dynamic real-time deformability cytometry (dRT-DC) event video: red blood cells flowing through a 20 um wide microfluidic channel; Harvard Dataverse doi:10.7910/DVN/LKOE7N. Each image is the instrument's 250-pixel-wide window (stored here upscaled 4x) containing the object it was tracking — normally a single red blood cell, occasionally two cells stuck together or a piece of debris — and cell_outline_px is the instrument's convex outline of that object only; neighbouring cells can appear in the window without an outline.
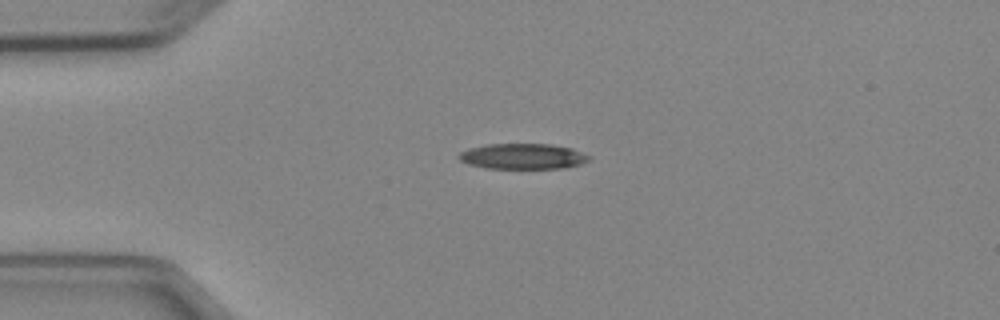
{"species": "Egyptian fruit bat (a non-hibernating species)", "species_latin": "Rousettus aegyptiacus", "temperature_condition": "cold", "stored_images_in_passage": 2, "camera_frame_rate_fps": 3000, "um_per_image_px": 0.085, "animal": {"sex": "female"}, "frame": {"image": 1, "passage_image": 1, "time_ms": 0.0, "image_size_px": [1000, 320], "cell_outline_px": [[592, 156], [588, 160], [580, 164], [564, 168], [484, 168], [468, 164], [460, 160], [456, 156], [460, 152], [468, 148], [484, 144], [552, 144], [572, 148]], "centroid_in_image_um": [44.41, 13.28], "position_along_channel_um": 40.6, "area_um2": 19.54}}